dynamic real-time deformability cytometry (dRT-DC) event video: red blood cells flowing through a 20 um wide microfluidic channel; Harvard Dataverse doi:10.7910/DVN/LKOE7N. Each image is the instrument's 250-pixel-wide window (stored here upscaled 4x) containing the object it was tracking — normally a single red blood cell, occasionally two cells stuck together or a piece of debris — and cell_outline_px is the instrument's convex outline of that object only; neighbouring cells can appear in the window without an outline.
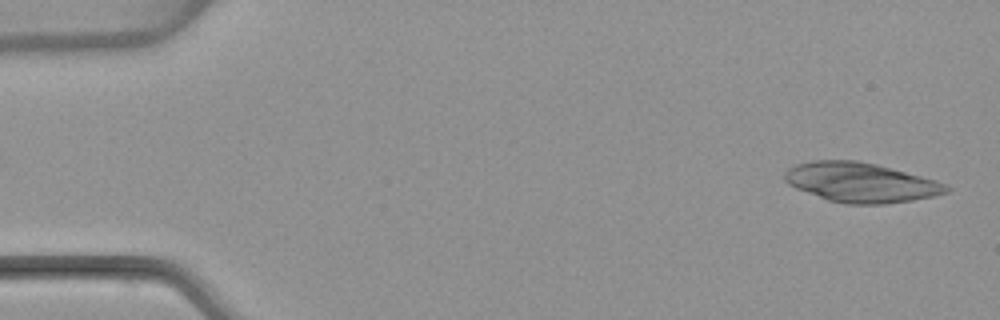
{"species": "common noctule bat (a hibernating species)", "species_latin": "Nyctalus noctula", "temperature_condition": "warm", "stored_images_in_passage": 5, "camera_frame_rate_fps": 3000, "um_per_image_px": 0.085, "animal": {"sex": "female", "body_mass_g": 22.7, "forearm_length_mm": 54.2}, "frame": {"image": 1, "passage_image": 5, "time_ms": 5.0, "image_size_px": [1000, 320], "cell_outline_px": [[952, 188], [948, 192], [932, 196], [912, 200], [884, 204], [844, 204], [828, 200], [796, 188], [788, 184], [784, 180], [784, 172], [788, 168], [796, 164], [812, 160], [860, 160], [876, 164], [936, 180], [948, 184]], "centroid_in_image_um": [73.16, 15.5], "position_along_channel_um": 11.8, "area_um2": 37.4}}